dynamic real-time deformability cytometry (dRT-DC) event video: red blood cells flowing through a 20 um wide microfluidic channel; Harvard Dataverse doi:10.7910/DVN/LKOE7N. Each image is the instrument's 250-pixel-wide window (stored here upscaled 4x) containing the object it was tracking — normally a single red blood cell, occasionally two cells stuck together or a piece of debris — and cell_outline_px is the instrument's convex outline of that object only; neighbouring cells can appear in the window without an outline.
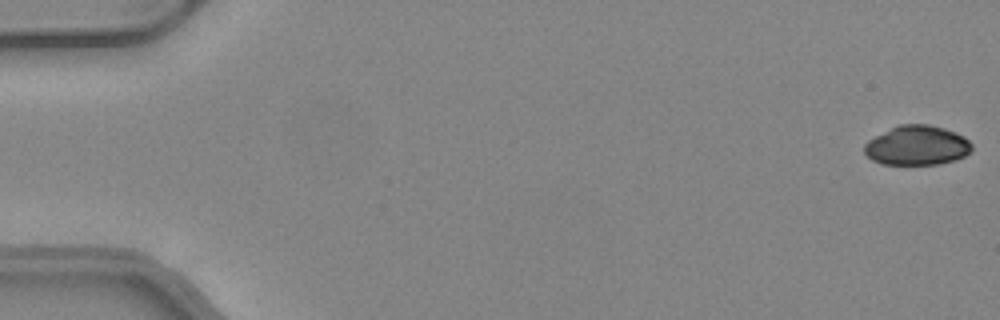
{"species": "common noctule bat (a hibernating species)", "species_latin": "Nyctalus noctula", "temperature_condition": "warm", "stored_images_in_passage": 44, "segment_of_instrument_passage": [1, 2], "camera_frame_rate_fps": 3000, "um_per_image_px": 0.085, "animal": {"sex": "female", "body_mass_g": 24.6, "forearm_length_mm": 56.2}, "frame": {"image": 1, "passage_image": 1, "time_ms": 0.0, "image_size_px": [1000, 320], "cell_outline_px": [[972, 152], [956, 160], [940, 164], [880, 164], [872, 160], [864, 152], [864, 144], [868, 140], [900, 124], [928, 124], [944, 128], [956, 132], [964, 136], [972, 144]], "centroid_in_image_um": [77.98, 12.37], "position_along_channel_um": 7.0, "area_um2": 24.85}}